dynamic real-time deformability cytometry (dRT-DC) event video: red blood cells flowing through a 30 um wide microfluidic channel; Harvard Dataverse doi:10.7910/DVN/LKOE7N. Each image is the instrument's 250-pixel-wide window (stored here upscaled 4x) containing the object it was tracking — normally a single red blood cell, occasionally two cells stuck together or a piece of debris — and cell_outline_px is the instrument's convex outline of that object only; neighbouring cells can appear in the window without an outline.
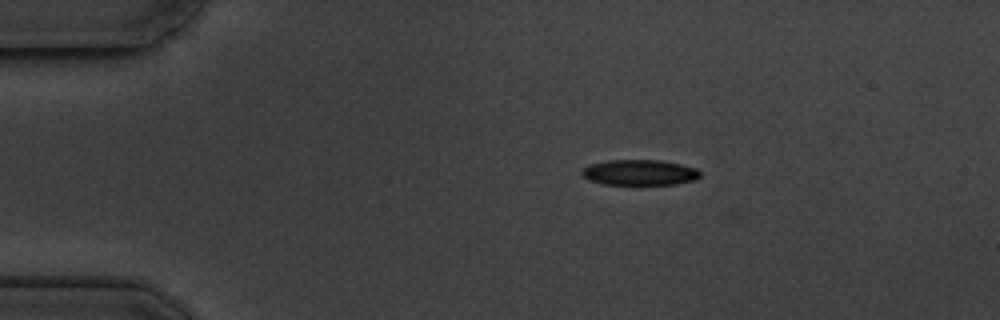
{"species": "common noctule bat (a hibernating species)", "species_latin": "Nyctalus noctula", "temperature_condition": "cold", "stored_images_in_passage": 6, "camera_frame_rate_fps": 3000, "um_per_image_px": 0.085, "animal": {"sex": "male", "body_mass_g": 19.5, "forearm_length_mm": 54.6}, "frame": {"image": 1, "passage_image": 3, "time_ms": 2.333, "image_size_px": [1000, 320], "cell_outline_px": [[700, 176], [696, 180], [676, 184], [600, 184], [588, 180], [580, 172], [584, 168], [592, 164], [608, 160], [660, 160], [680, 164], [696, 168], [700, 172]], "centroid_in_image_um": [54.37, 14.66], "position_along_channel_um": 30.6, "area_um2": 17.57}}
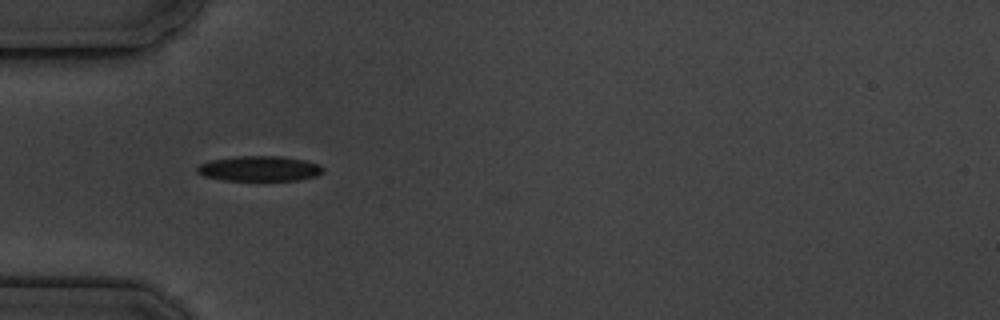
{"frame": {"image": 2, "passage_image": 5, "time_ms": 4.667, "image_size_px": [1000, 320], "cell_outline_px": [[324, 172], [316, 176], [300, 180], [224, 180], [204, 176], [196, 172], [196, 168], [200, 164], [208, 160], [236, 156], [280, 156], [304, 160], [320, 164], [324, 168]], "centroid_in_image_um": [22.06, 14.32], "position_along_channel_um": 62.9, "area_um2": 18.61}}